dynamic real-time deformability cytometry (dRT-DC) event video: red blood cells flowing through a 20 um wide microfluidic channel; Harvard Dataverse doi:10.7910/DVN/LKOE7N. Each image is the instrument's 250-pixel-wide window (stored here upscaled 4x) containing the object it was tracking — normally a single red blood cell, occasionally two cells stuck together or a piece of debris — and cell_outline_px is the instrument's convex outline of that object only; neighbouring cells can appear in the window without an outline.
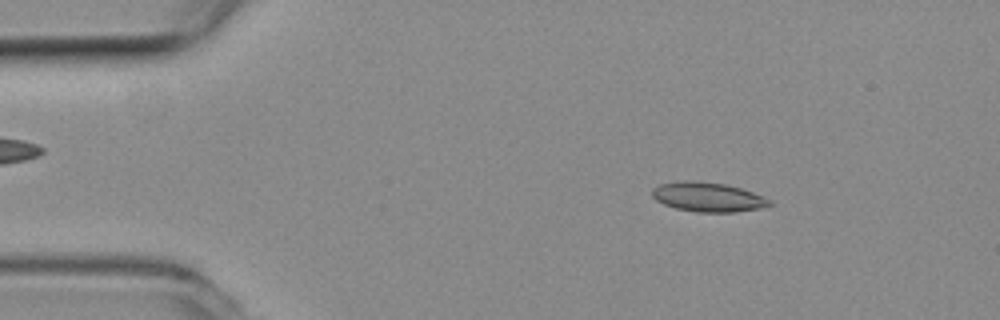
{"species": "common noctule bat (a hibernating species)", "species_latin": "Nyctalus noctula", "temperature_condition": "room temperature", "stored_images_in_passage": 53, "camera_frame_rate_fps": 3000, "um_per_image_px": 0.085, "animal": {"sex": "female", "body_mass_g": 19.3, "forearm_length_mm": 54.1}, "frame": {"image": 1, "passage_image": 7, "time_ms": 2.0, "image_size_px": [1000, 320], "cell_outline_px": [[772, 204], [760, 208], [736, 212], [696, 212], [676, 208], [664, 204], [656, 200], [652, 196], [652, 188], [660, 184], [676, 180], [692, 180], [724, 184], [740, 188], [752, 192], [772, 200]], "centroid_in_image_um": [60.14, 16.74], "position_along_channel_um": 24.9, "area_um2": 20.17}}
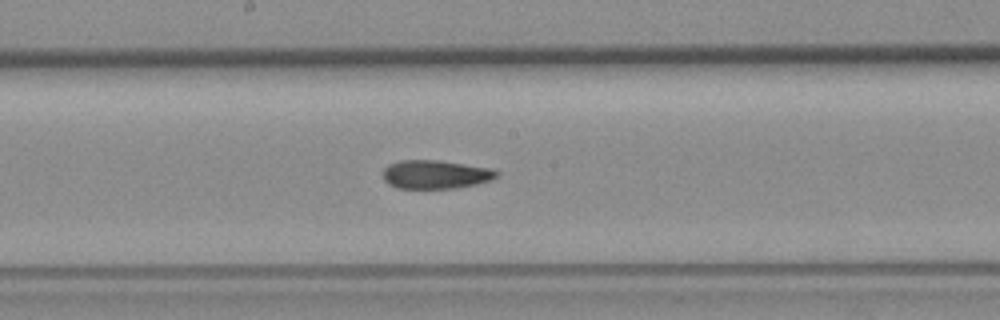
{"frame": {"image": 2, "passage_image": 27, "time_ms": 8.667, "image_size_px": [1000, 320], "cell_outline_px": [[500, 172], [492, 180], [476, 184], [452, 188], [396, 188], [388, 184], [384, 180], [384, 168], [388, 164], [400, 160], [436, 160], [492, 168]], "centroid_in_image_um": [37.01, 14.82], "position_along_channel_um": 211.2, "area_um2": 18.9}}
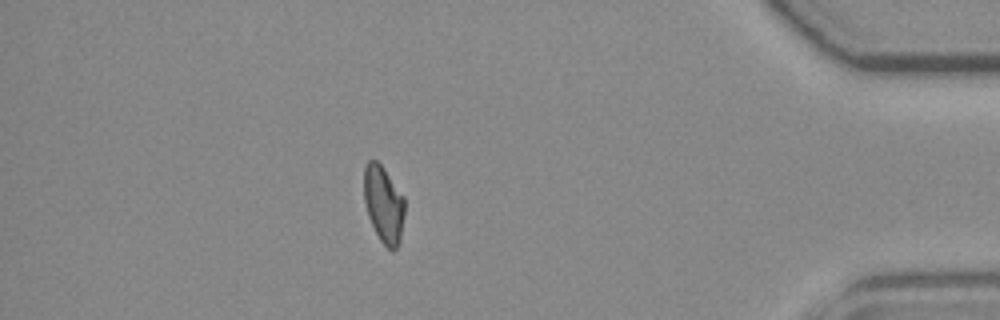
{"frame": {"image": 3, "passage_image": 46, "time_ms": 15.0, "image_size_px": [1000, 320], "cell_outline_px": [[404, 212], [400, 244], [392, 252], [380, 240], [368, 216], [364, 200], [364, 168], [368, 160], [376, 160], [384, 168], [404, 196]], "centroid_in_image_um": [32.61, 17.36], "position_along_channel_um": 402.6, "area_um2": 18.26}, "authors_computed_cell_mechanics": {"area_um2": 19.074, "velocity_mm_per_s": 3.7862, "shape_relaxation_time_tau1_ms": null, "shape_relaxation_time_tau2_ms": 4.4973, "deformation_change_tau1": null, "deformation_change_tau2": 0.1197}}